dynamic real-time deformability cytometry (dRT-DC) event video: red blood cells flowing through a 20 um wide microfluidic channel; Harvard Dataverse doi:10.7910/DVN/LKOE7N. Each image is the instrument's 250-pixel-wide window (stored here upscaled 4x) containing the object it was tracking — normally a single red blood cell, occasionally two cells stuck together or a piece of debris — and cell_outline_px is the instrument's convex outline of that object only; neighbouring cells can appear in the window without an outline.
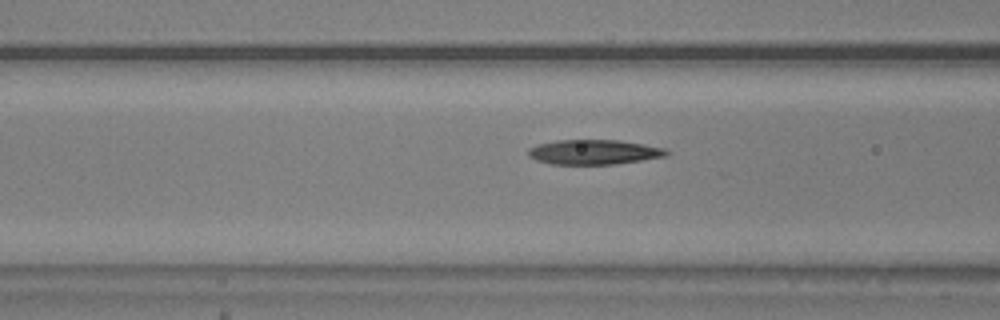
{"species": "common noctule bat (a hibernating species)", "species_latin": "Nyctalus noctula", "temperature_condition": "warm", "stored_images_in_passage": 37, "camera_frame_rate_fps": 3000, "um_per_image_px": 0.085, "animal": {"sex": "male", "body_mass_g": 20.5, "forearm_length_mm": 52.5}, "frame": {"image": 1, "passage_image": 10, "time_ms": 3.0, "image_size_px": [1000, 320], "cell_outline_px": [[660, 152], [648, 156], [624, 160], [556, 160], [560, 144], [628, 144]], "centroid_in_image_um": [51.15, 12.93], "position_along_channel_um": 115.4, "area_um2": 10.0}}
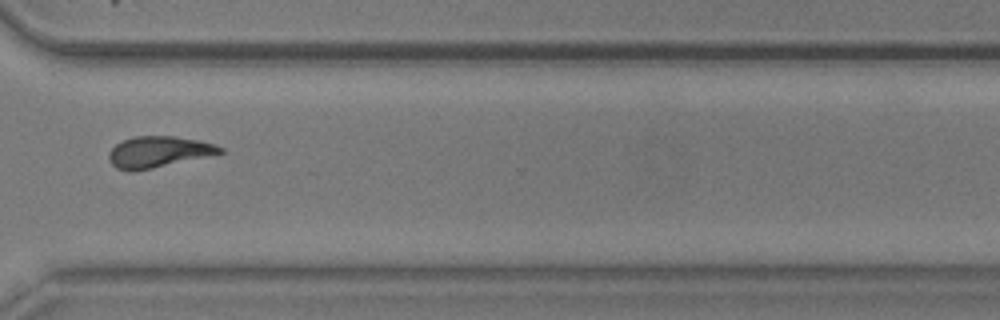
{"frame": {"image": 2, "passage_image": 30, "time_ms": 9.667, "image_size_px": [1000, 320], "cell_outline_px": [[220, 152], [140, 168], [128, 168], [132, 140], [180, 140], [204, 144], [216, 148]], "centroid_in_image_um": [14.03, 12.92], "position_along_channel_um": 356.6, "area_um2": 12.43}}
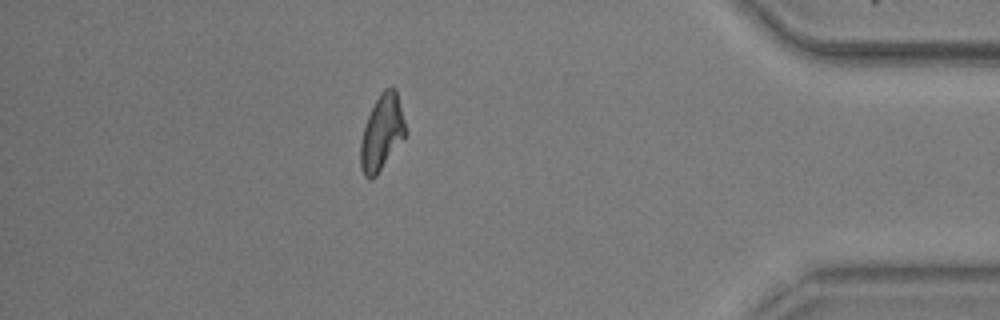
{"frame": {"image": 3, "passage_image": 37, "time_ms": 12.0, "image_size_px": [1000, 320], "cell_outline_px": [[404, 136], [376, 172], [364, 168], [364, 136], [368, 124], [396, 96], [404, 128]], "centroid_in_image_um": [32.54, 11.55], "position_along_channel_um": 402.7, "area_um2": 13.41}}